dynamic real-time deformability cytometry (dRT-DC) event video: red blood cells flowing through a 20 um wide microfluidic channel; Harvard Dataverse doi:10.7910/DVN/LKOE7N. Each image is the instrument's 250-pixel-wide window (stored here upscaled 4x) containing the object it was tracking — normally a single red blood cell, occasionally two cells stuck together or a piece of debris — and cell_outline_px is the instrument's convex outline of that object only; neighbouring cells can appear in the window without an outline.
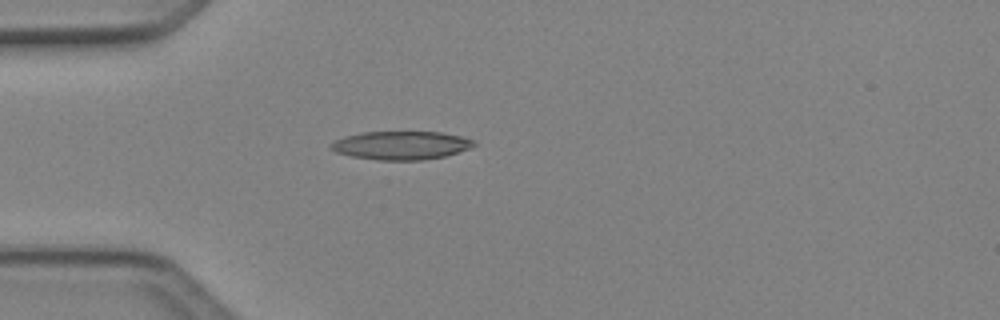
{"species": "Egyptian fruit bat (a non-hibernating species)", "species_latin": "Rousettus aegyptiacus", "temperature_condition": "cold", "stored_images_in_passage": 4, "camera_frame_rate_fps": 3000, "um_per_image_px": 0.085, "animal": {"sex": "female"}, "frame": {"image": 1, "passage_image": 4, "time_ms": 1.0, "image_size_px": [1000, 320], "cell_outline_px": [[476, 144], [468, 148], [444, 156], [424, 160], [380, 160], [352, 156], [336, 152], [328, 148], [328, 144], [344, 136], [360, 132], [440, 132], [460, 136], [476, 140]], "centroid_in_image_um": [34.05, 12.35], "position_along_channel_um": 51.0, "area_um2": 23.64}}